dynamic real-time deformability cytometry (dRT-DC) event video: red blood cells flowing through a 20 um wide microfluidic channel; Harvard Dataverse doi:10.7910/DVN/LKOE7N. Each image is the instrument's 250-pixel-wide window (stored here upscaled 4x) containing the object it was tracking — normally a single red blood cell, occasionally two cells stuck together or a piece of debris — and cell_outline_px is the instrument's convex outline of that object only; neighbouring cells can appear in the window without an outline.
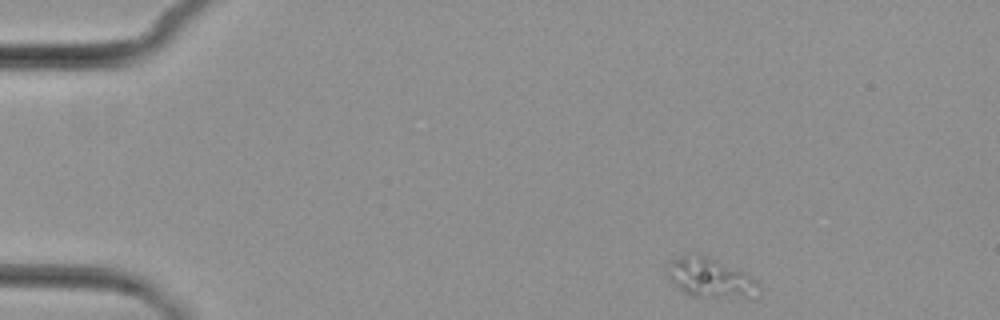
{"species": "common noctule bat (a hibernating species)", "species_latin": "Nyctalus noctula", "temperature_condition": "cold", "stored_images_in_passage": 5, "camera_frame_rate_fps": 3000, "um_per_image_px": 0.085, "animal": {"sex": "female", "body_mass_g": 29.2, "forearm_length_mm": 56.3}, "frame": {"image": 1, "passage_image": 1, "time_ms": 0.0, "image_size_px": [1000, 320], "cell_outline_px": [[760, 296], [692, 296], [684, 292], [672, 284], [664, 272], [664, 268], [668, 260], [688, 252], [700, 252], [736, 268], [744, 272], [756, 280], [760, 284]], "centroid_in_image_um": [60.27, 23.54], "position_along_channel_um": 24.7, "area_um2": 21.68}}
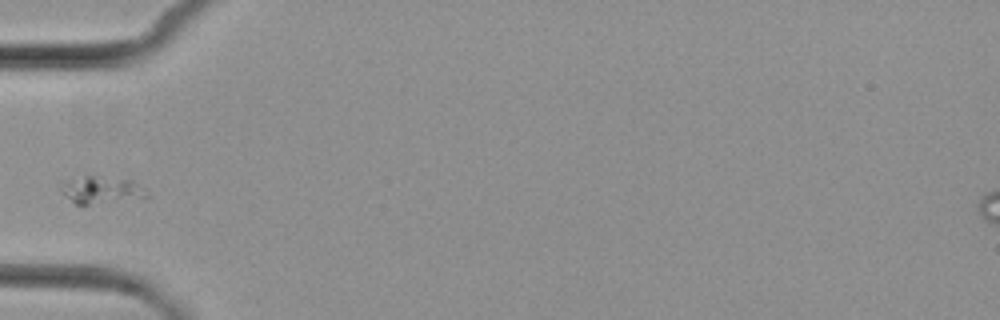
{"frame": {"image": 2, "passage_image": 4, "time_ms": 3.667, "image_size_px": [1000, 320], "cell_outline_px": [[148, 196], [144, 200], [84, 208], [76, 204], [60, 192], [60, 180], [84, 176], [92, 176], [132, 180], [148, 192]], "centroid_in_image_um": [8.61, 16.24], "position_along_channel_um": 76.4, "area_um2": 14.97}}